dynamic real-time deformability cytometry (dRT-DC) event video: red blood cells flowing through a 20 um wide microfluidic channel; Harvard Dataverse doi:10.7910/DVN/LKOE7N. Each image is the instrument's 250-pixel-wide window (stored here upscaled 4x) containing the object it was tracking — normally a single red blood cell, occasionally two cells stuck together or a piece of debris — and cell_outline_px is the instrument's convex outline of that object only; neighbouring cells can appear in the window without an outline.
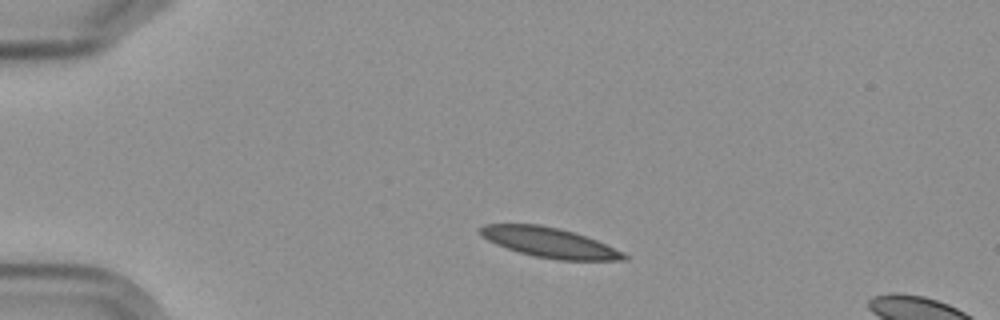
{"species": "Egyptian fruit bat (a non-hibernating species)", "species_latin": "Rousettus aegyptiacus", "temperature_condition": "cold", "stored_images_in_passage": 4, "camera_frame_rate_fps": 3000, "um_per_image_px": 0.085, "frame": {"image": 1, "passage_image": 2, "time_ms": 1.333, "image_size_px": [1000, 320], "cell_outline_px": [[628, 260], [556, 260], [532, 256], [496, 244], [488, 240], [480, 232], [480, 228], [484, 224], [540, 224], [572, 232], [596, 240], [624, 252], [628, 256]], "centroid_in_image_um": [46.73, 20.63], "position_along_channel_um": 38.3, "area_um2": 24.74}}
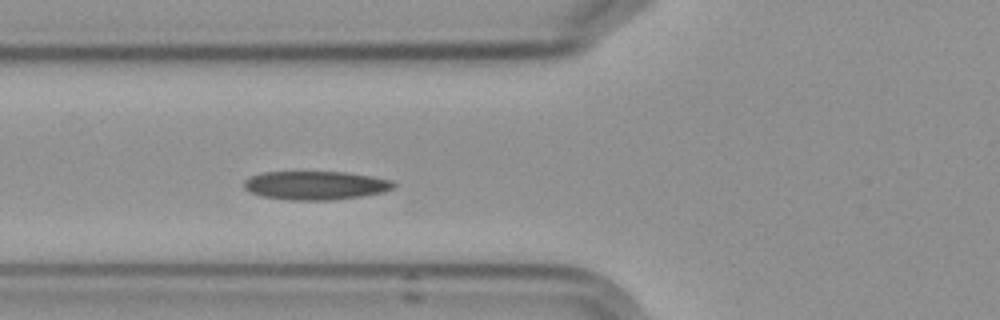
{"frame": {"image": 2, "passage_image": 4, "time_ms": 4.333, "image_size_px": [1000, 320], "cell_outline_px": [[396, 184], [392, 188], [384, 192], [360, 196], [332, 200], [288, 200], [260, 196], [248, 192], [244, 188], [244, 180], [252, 176], [264, 172], [344, 172], [372, 176], [392, 180]], "centroid_in_image_um": [26.8, 15.76], "position_along_channel_um": 99.0, "area_um2": 25.03}}